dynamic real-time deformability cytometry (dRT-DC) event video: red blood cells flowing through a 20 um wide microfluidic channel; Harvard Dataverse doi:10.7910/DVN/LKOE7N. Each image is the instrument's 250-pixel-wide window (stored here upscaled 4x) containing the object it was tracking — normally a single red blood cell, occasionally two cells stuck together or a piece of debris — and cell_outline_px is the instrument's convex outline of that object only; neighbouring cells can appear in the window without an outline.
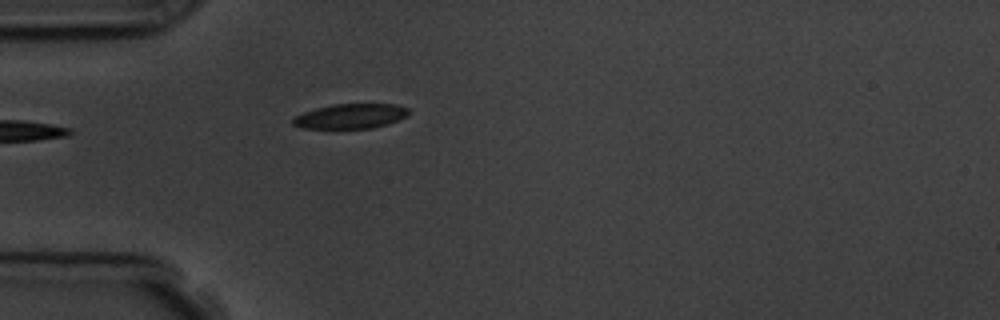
{"species": "common noctule bat (a hibernating species)", "species_latin": "Nyctalus noctula", "temperature_condition": "room temperature", "stored_images_in_passage": 4, "camera_frame_rate_fps": 3000, "um_per_image_px": 0.085, "animal": {"sex": "male", "body_mass_g": 19.5, "forearm_length_mm": 54.6}, "frame": {"image": 1, "passage_image": 4, "time_ms": 3.333, "image_size_px": [1000, 320], "cell_outline_px": [[408, 116], [388, 124], [372, 128], [300, 128], [292, 124], [292, 120], [296, 116], [304, 112], [316, 108], [332, 104], [396, 104], [408, 108]], "centroid_in_image_um": [29.81, 9.87], "position_along_channel_um": 55.2, "area_um2": 16.7}}